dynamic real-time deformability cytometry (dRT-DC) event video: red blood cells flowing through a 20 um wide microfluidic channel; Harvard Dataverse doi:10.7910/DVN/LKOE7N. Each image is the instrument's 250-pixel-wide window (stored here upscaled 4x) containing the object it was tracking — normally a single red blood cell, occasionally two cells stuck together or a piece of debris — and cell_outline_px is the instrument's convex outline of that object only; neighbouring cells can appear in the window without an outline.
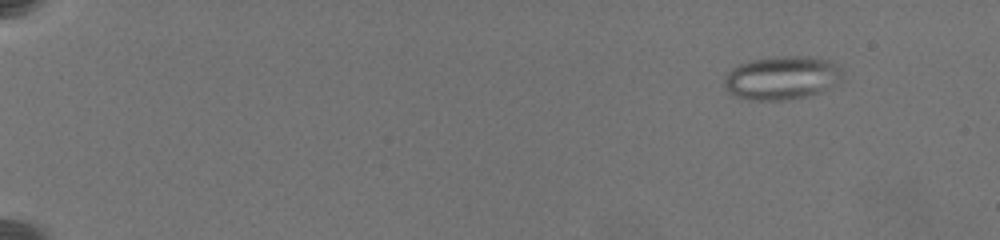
{"species": "common noctule bat (a hibernating species)", "species_latin": "Nyctalus noctula", "temperature_condition": "warm", "stored_images_in_passage": 44, "camera_frame_rate_fps": 3000, "um_per_image_px": 0.085, "animal": {"sex": "female", "body_mass_g": 19.5, "forearm_length_mm": 54.1}, "frame": {"image": 1, "passage_image": 6, "time_ms": 2.0, "image_size_px": [1000, 240], "cell_outline_px": [[844, 80], [808, 96], [788, 100], [752, 100], [736, 96], [724, 84], [724, 80], [728, 72], [732, 68], [748, 60], [784, 56], [808, 56], [828, 60], [836, 64], [840, 68], [844, 76]], "centroid_in_image_um": [66.49, 6.61], "position_along_channel_um": 18.5, "area_um2": 29.82}}
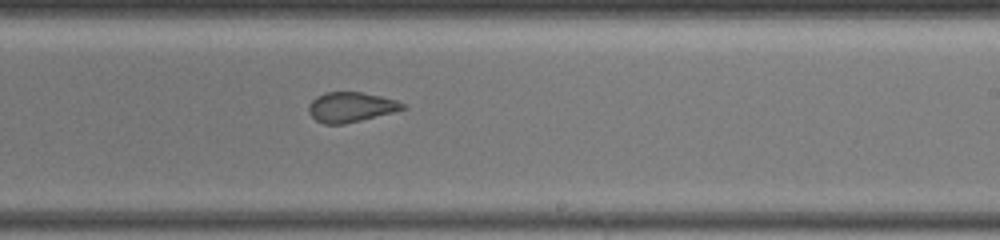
{"frame": {"image": 2, "passage_image": 30, "time_ms": 13.333, "image_size_px": [1000, 240], "cell_outline_px": [[408, 108], [344, 124], [324, 124], [316, 120], [308, 112], [308, 104], [316, 96], [328, 92], [360, 92], [380, 96], [396, 100], [404, 104]], "centroid_in_image_um": [29.79, 9.1], "position_along_channel_um": 259.2, "area_um2": 16.24}}
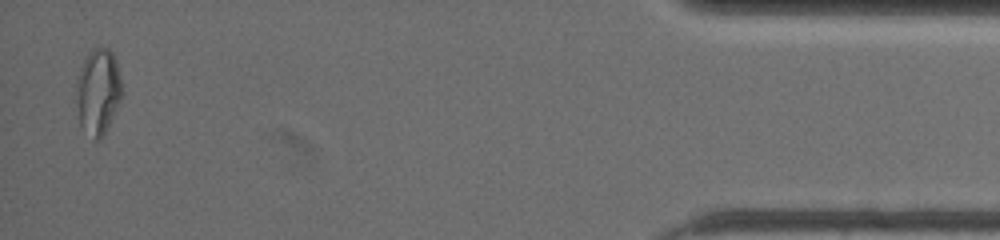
{"frame": {"image": 3, "passage_image": 44, "time_ms": 20.0, "image_size_px": [1000, 240], "cell_outline_px": [[124, 92], [104, 132], [96, 140], [80, 124], [76, 96], [76, 76], [84, 56], [92, 48], [108, 48], [112, 52], [116, 60]], "centroid_in_image_um": [8.33, 7.67], "position_along_channel_um": 426.9, "area_um2": 22.66}, "authors_computed_cell_mechanics": {"area_um2": 20.3456, "velocity_mm_per_s": 3.5446, "shape_relaxation_time_tau1_ms": null, "shape_relaxation_time_tau2_ms": 1.1468, "deformation_change_tau1": null, "deformation_change_tau2": 0.0692}}